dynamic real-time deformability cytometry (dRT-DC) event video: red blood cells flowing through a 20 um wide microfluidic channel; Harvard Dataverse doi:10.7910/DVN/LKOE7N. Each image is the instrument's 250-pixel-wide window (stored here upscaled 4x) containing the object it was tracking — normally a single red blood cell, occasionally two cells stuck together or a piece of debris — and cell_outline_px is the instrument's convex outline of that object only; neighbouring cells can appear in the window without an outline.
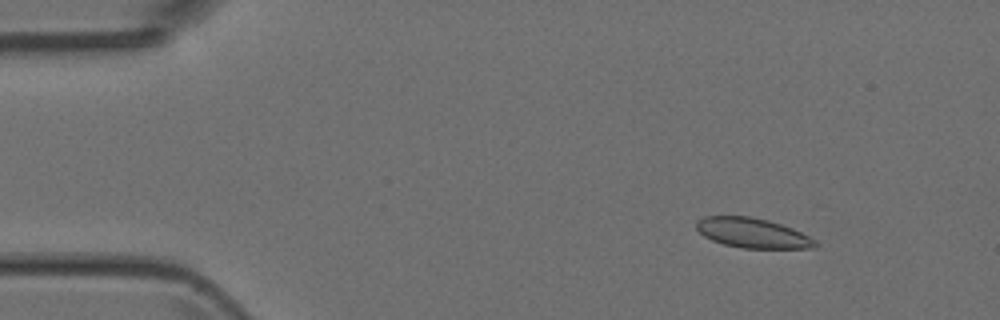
{"species": "Egyptian fruit bat (a non-hibernating species)", "species_latin": "Rousettus aegyptiacus", "temperature_condition": "room temperature", "stored_images_in_passage": 6, "camera_frame_rate_fps": 3000, "um_per_image_px": 0.085, "animal": {"sex": "female"}, "frame": {"image": 1, "passage_image": 3, "time_ms": 2.0, "image_size_px": [1000, 320], "cell_outline_px": [[816, 248], [744, 248], [724, 244], [712, 240], [704, 236], [696, 228], [696, 220], [704, 216], [748, 216], [768, 220], [792, 228], [816, 240]], "centroid_in_image_um": [63.94, 19.8], "position_along_channel_um": 21.1, "area_um2": 20.52}}